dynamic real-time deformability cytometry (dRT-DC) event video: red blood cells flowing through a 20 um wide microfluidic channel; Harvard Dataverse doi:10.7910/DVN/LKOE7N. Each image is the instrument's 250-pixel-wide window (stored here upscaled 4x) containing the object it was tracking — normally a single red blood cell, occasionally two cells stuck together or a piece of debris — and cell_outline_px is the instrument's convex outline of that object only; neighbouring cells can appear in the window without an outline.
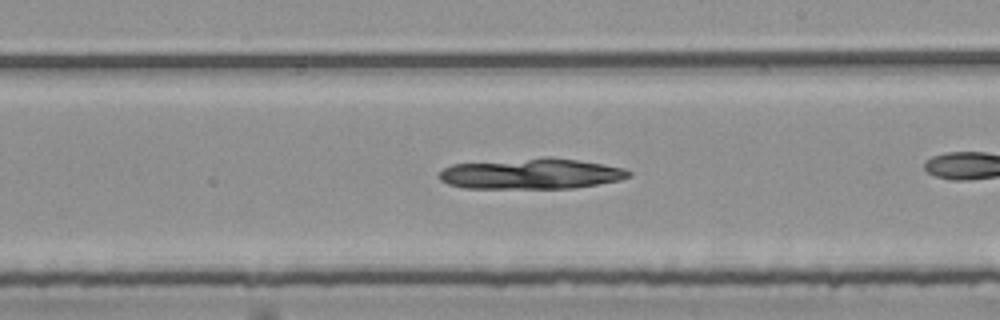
{"species": "common noctule bat (a hibernating species)", "species_latin": "Nyctalus noctula", "temperature_condition": "room temperature", "stored_images_in_passage": 39, "camera_frame_rate_fps": 3000, "um_per_image_px": 0.085, "animal": {"sex": "female", "body_mass_g": 25.1}, "frame": {"image": 1, "passage_image": 28, "time_ms": 9.0, "image_size_px": [1000, 320], "cell_outline_px": [[632, 176], [620, 180], [572, 188], [464, 188], [448, 184], [440, 180], [440, 172], [444, 168], [452, 164], [548, 156], [552, 156], [624, 168], [632, 172]], "centroid_in_image_um": [45.15, 14.76], "position_along_channel_um": 243.8, "area_um2": 33.87}}
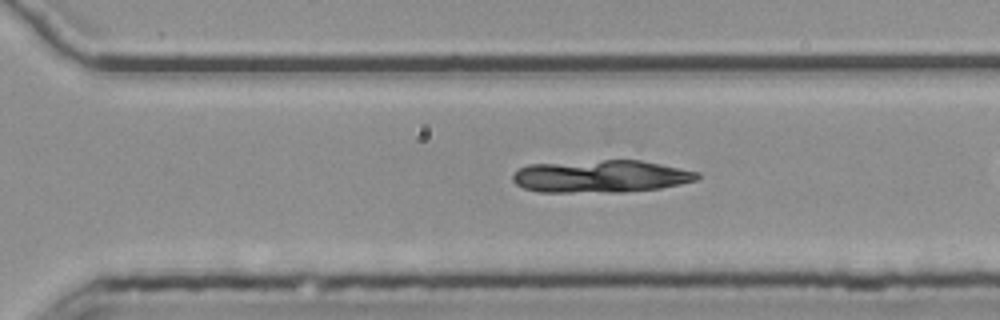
{"frame": {"image": 2, "passage_image": 34, "time_ms": 11.0, "image_size_px": [1000, 320], "cell_outline_px": [[700, 176], [696, 180], [680, 184], [660, 188], [624, 192], [540, 192], [524, 188], [516, 184], [512, 180], [512, 176], [520, 168], [528, 164], [604, 160], [640, 160], [700, 172]], "centroid_in_image_um": [51.07, 14.99], "position_along_channel_um": 319.5, "area_um2": 34.91}}